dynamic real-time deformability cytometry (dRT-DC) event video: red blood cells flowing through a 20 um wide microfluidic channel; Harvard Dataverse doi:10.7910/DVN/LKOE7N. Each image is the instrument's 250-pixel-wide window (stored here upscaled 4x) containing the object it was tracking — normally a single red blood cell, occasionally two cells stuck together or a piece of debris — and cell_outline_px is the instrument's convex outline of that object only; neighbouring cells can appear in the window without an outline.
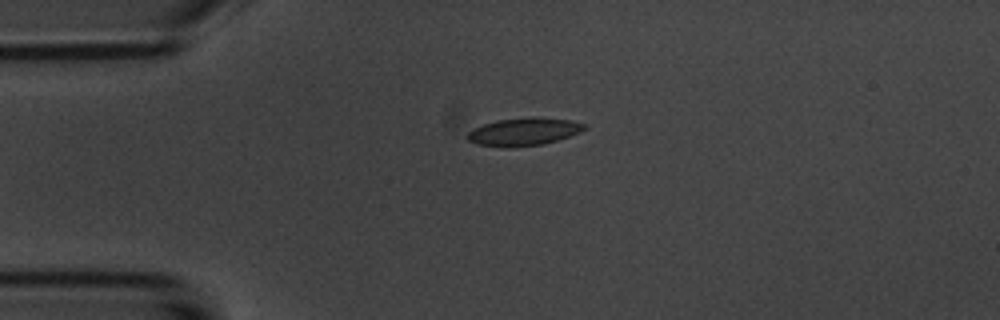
{"species": "common noctule bat (a hibernating species)", "species_latin": "Nyctalus noctula", "temperature_condition": "room temperature", "stored_images_in_passage": 42, "camera_frame_rate_fps": 3000, "um_per_image_px": 0.085, "animal": {"sex": "male", "body_mass_g": 20.1, "forearm_length_mm": 53.5}, "frame": {"image": 1, "passage_image": 1, "time_ms": 0.0, "image_size_px": [1000, 320], "cell_outline_px": [[588, 128], [580, 132], [544, 144], [508, 148], [476, 144], [468, 140], [468, 132], [484, 124], [496, 120], [532, 116], [572, 120], [588, 124]], "centroid_in_image_um": [44.57, 11.18], "position_along_channel_um": 40.4, "area_um2": 19.07}}
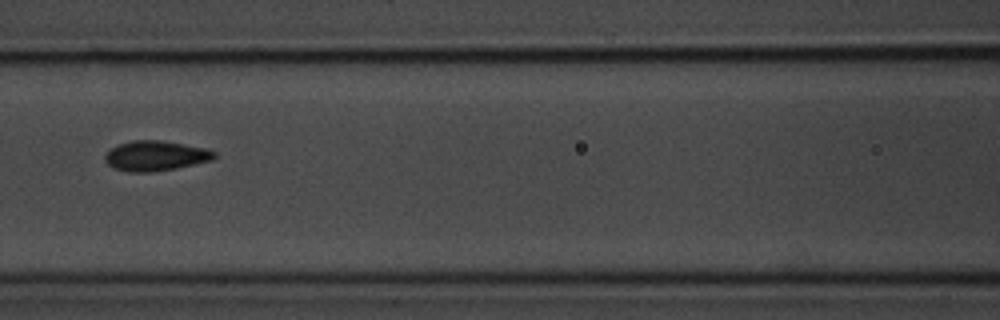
{"frame": {"image": 2, "passage_image": 12, "time_ms": 3.667, "image_size_px": [1000, 320], "cell_outline_px": [[216, 156], [212, 160], [176, 168], [152, 172], [128, 172], [112, 168], [104, 160], [104, 156], [112, 148], [120, 144], [132, 140], [160, 140], [208, 148], [216, 152]], "centroid_in_image_um": [13.23, 13.25], "position_along_channel_um": 153.4, "area_um2": 19.19}}
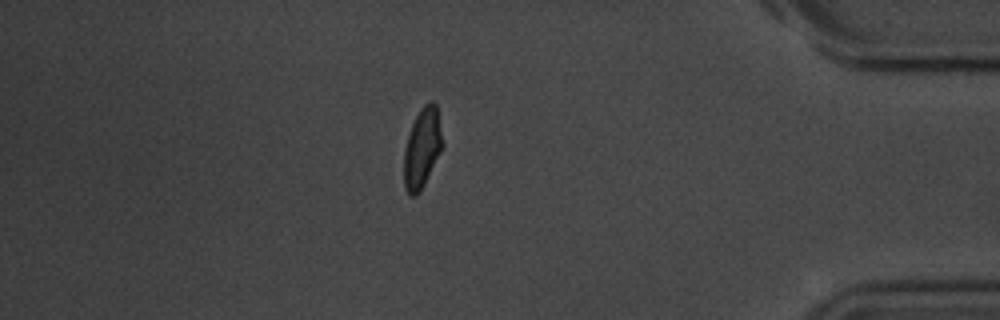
{"frame": {"image": 3, "passage_image": 35, "time_ms": 11.333, "image_size_px": [1000, 320], "cell_outline_px": [[444, 144], [420, 192], [416, 196], [408, 196], [404, 188], [404, 148], [412, 124], [420, 108], [428, 100], [432, 100], [436, 104]], "centroid_in_image_um": [35.88, 12.58], "position_along_channel_um": 399.3, "area_um2": 18.03}, "authors_computed_cell_mechanics": {"area_um2": 18.3804, "velocity_mm_per_s": 3.7013, "shape_relaxation_time_tau1_ms": 2.8648, "shape_relaxation_time_tau2_ms": null, "deformation_change_tau1": 0.0957, "deformation_change_tau2": null}}